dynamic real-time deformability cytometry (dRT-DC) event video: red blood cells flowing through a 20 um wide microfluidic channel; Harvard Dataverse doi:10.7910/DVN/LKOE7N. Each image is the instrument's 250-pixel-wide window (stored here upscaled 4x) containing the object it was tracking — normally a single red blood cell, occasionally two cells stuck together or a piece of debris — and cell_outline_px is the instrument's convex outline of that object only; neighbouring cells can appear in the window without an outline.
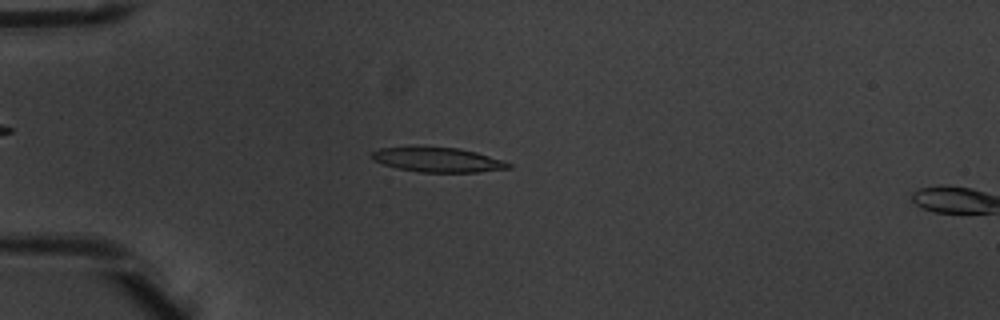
{"species": "common noctule bat (a hibernating species)", "species_latin": "Nyctalus noctula", "temperature_condition": "warm", "stored_images_in_passage": 4, "camera_frame_rate_fps": 3000, "um_per_image_px": 0.085, "animal": {"sex": "male", "body_mass_g": 20.1, "forearm_length_mm": 53.5}, "frame": {"image": 1, "passage_image": 3, "time_ms": 0.667, "image_size_px": [1000, 320], "cell_outline_px": [[512, 168], [476, 172], [420, 172], [396, 168], [372, 160], [368, 156], [372, 152], [380, 148], [416, 144], [460, 148], [476, 152], [504, 160], [512, 164]], "centroid_in_image_um": [37.14, 13.54], "position_along_channel_um": 47.9, "area_um2": 20.52}}